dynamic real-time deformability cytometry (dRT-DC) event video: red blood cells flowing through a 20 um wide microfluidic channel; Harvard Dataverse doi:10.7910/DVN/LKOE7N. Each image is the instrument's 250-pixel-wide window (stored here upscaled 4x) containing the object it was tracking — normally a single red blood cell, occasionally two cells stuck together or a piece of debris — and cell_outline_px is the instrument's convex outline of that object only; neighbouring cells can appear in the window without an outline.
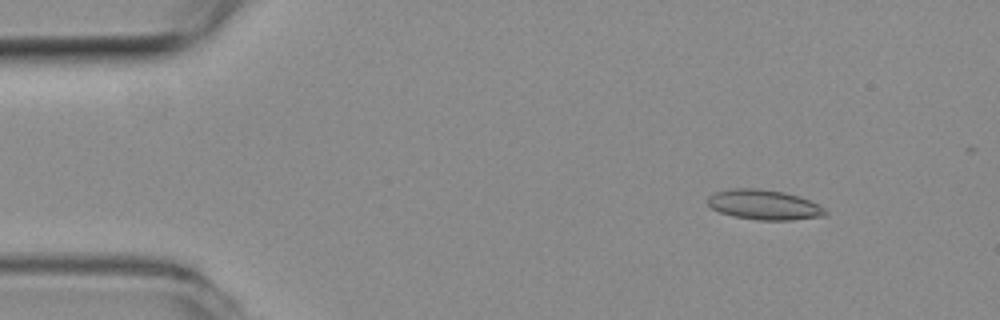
{"species": "common noctule bat (a hibernating species)", "species_latin": "Nyctalus noctula", "temperature_condition": "room temperature", "stored_images_in_passage": 48, "camera_frame_rate_fps": 3000, "um_per_image_px": 0.085, "animal": {"sex": "female", "body_mass_g": 19.3, "forearm_length_mm": 54.1}, "frame": {"image": 1, "passage_image": 1, "time_ms": 0.0, "image_size_px": [1000, 320], "cell_outline_px": [[828, 212], [824, 216], [792, 220], [760, 220], [732, 216], [720, 212], [712, 208], [708, 204], [708, 196], [716, 192], [732, 188], [752, 188], [784, 192], [808, 200], [824, 208]], "centroid_in_image_um": [64.92, 17.41], "position_along_channel_um": 20.1, "area_um2": 20.29}}
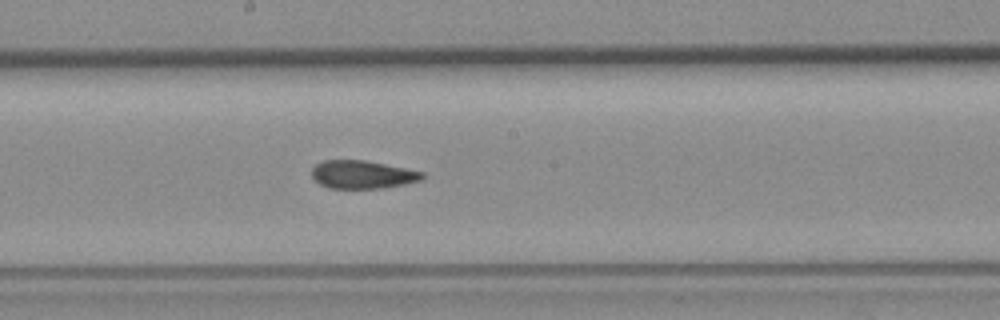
{"frame": {"image": 2, "passage_image": 23, "time_ms": 7.333, "image_size_px": [1000, 320], "cell_outline_px": [[424, 180], [384, 188], [328, 188], [320, 184], [312, 176], [312, 168], [316, 164], [324, 160], [364, 160], [424, 172]], "centroid_in_image_um": [30.82, 14.84], "position_along_channel_um": 217.4, "area_um2": 18.03}}
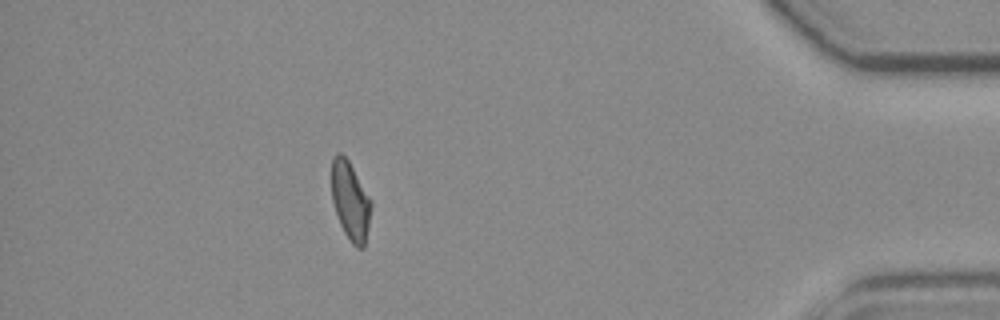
{"frame": {"image": 3, "passage_image": 42, "time_ms": 13.667, "image_size_px": [1000, 320], "cell_outline_px": [[372, 204], [364, 248], [356, 248], [352, 244], [344, 232], [340, 224], [332, 200], [332, 156], [336, 152], [340, 152], [348, 160], [372, 200]], "centroid_in_image_um": [29.78, 17.07], "position_along_channel_um": 405.4, "area_um2": 18.03}, "authors_computed_cell_mechanics": {"area_um2": 18.9006, "velocity_mm_per_s": 3.8242, "shape_relaxation_time_tau1_ms": 10.7315, "shape_relaxation_time_tau2_ms": 1.7815, "deformation_change_tau1": 0.2315, "deformation_change_tau2": 0.0803}}